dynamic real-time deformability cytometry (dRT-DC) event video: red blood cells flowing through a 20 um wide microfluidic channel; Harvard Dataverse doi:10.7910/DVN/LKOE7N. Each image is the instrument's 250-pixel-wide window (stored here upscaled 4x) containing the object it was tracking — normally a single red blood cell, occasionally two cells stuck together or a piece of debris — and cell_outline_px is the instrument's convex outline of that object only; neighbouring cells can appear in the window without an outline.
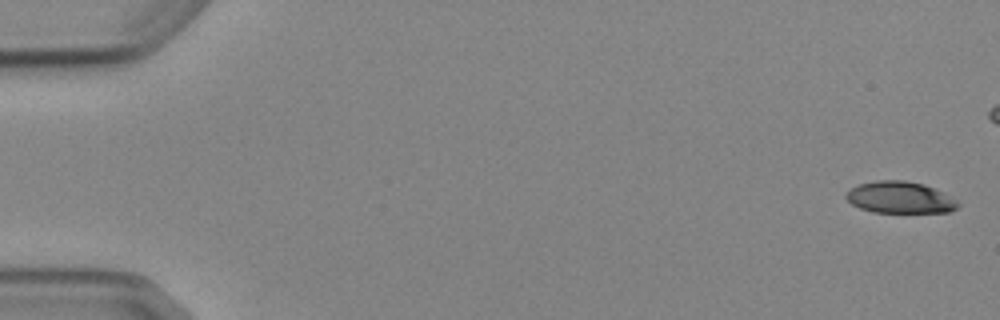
{"species": "Egyptian fruit bat (a non-hibernating species)", "species_latin": "Rousettus aegyptiacus", "temperature_condition": "cold", "stored_images_in_passage": 6, "camera_frame_rate_fps": 3000, "um_per_image_px": 0.085, "animal": {"sex": "female"}, "frame": {"image": 1, "passage_image": 1, "time_ms": 0.0, "image_size_px": [1000, 320], "cell_outline_px": [[960, 204], [956, 208], [948, 212], [872, 212], [860, 208], [852, 204], [844, 196], [852, 188], [860, 184], [876, 180], [904, 180], [924, 184], [944, 192], [956, 200]], "centroid_in_image_um": [76.51, 16.78], "position_along_channel_um": 8.5, "area_um2": 20.58}}